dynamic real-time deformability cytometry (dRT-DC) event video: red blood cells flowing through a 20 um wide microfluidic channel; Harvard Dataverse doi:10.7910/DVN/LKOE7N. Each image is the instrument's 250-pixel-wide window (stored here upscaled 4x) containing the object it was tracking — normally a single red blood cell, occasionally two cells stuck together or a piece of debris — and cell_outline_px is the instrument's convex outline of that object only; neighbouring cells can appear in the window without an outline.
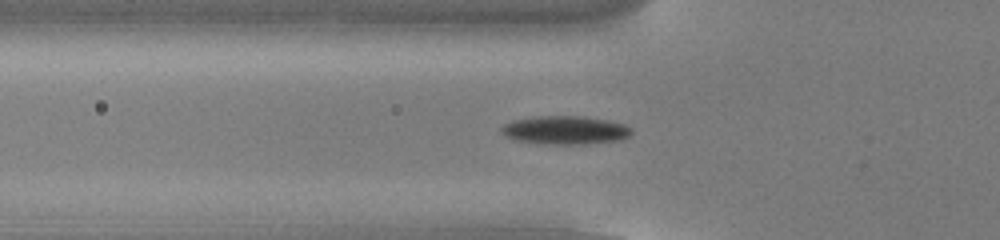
{"species": "common noctule bat (a hibernating species)", "species_latin": "Nyctalus noctula", "temperature_condition": "cold", "stored_images_in_passage": 42, "camera_frame_rate_fps": 3000, "um_per_image_px": 0.085, "animal": {"sex": "male", "body_mass_g": 13.0, "forearm_length_mm": 53.1}, "frame": {"image": 1, "passage_image": 11, "time_ms": 3.333, "image_size_px": [1000, 240], "cell_outline_px": [[632, 132], [628, 136], [620, 140], [584, 144], [544, 144], [516, 140], [500, 132], [500, 128], [504, 124], [516, 120], [536, 116], [584, 116], [608, 120], [624, 124], [632, 128]], "centroid_in_image_um": [48.06, 11.06], "position_along_channel_um": 77.7, "area_um2": 21.5}}
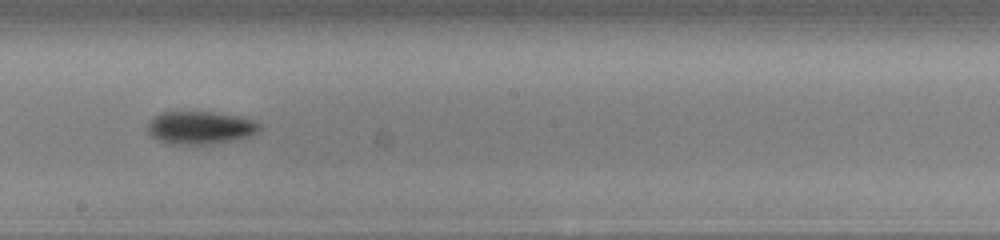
{"frame": {"image": 2, "passage_image": 23, "time_ms": 7.333, "image_size_px": [1000, 240], "cell_outline_px": [[260, 128], [252, 136], [212, 144], [168, 144], [152, 136], [148, 132], [148, 124], [152, 116], [160, 112], [216, 112], [240, 116], [252, 120], [260, 124]], "centroid_in_image_um": [17.01, 10.84], "position_along_channel_um": 231.2, "area_um2": 21.5}}
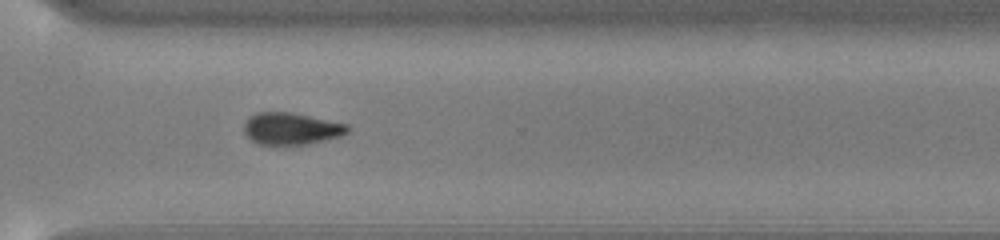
{"frame": {"image": 3, "passage_image": 32, "time_ms": 10.333, "image_size_px": [1000, 240], "cell_outline_px": [[348, 132], [340, 136], [308, 144], [284, 148], [260, 144], [252, 140], [244, 132], [244, 124], [248, 116], [256, 112], [292, 112], [348, 124]], "centroid_in_image_um": [24.72, 10.96], "position_along_channel_um": 345.9, "area_um2": 19.88}, "authors_computed_cell_mechanics": {"area_um2": 20.3167, "velocity_mm_per_s": 3.8281, "shape_relaxation_time_tau1_ms": 2.1396, "shape_relaxation_time_tau2_ms": null, "deformation_change_tau1": 0.1, "deformation_change_tau2": null}}